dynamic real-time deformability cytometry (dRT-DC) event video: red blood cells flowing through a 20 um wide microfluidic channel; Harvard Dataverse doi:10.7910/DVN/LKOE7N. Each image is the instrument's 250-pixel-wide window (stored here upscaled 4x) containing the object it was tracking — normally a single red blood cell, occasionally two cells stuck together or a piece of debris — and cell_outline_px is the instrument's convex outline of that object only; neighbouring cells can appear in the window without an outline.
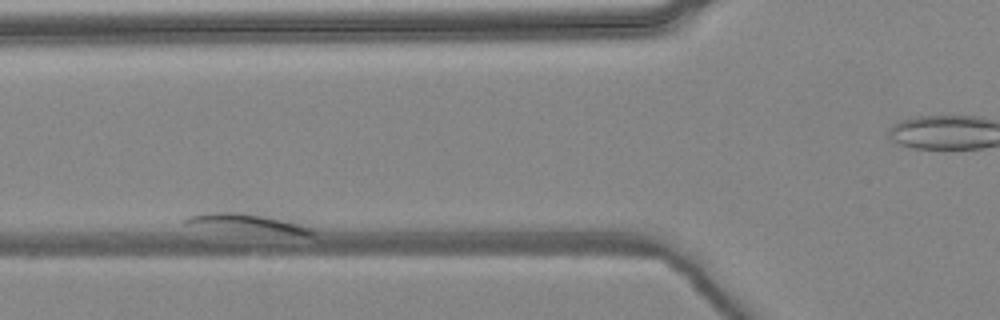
{"species": "common noctule bat (a hibernating species)", "species_latin": "Nyctalus noctula", "temperature_condition": "warm", "stored_images_in_passage": 12, "camera_frame_rate_fps": 3000, "um_per_image_px": 0.085, "animal": {"sex": "female", "body_mass_g": 24.6, "forearm_length_mm": 56.2}, "frame": {"image": 1, "passage_image": 3, "time_ms": 0.667, "image_size_px": [1000, 320], "cell_outline_px": [[316, 232], [312, 236], [304, 236], [220, 228], [184, 224], [184, 220], [188, 216], [204, 212], [264, 212], [312, 228]], "centroid_in_image_um": [21.2, 18.94], "position_along_channel_um": 104.6, "area_um2": 14.1}}
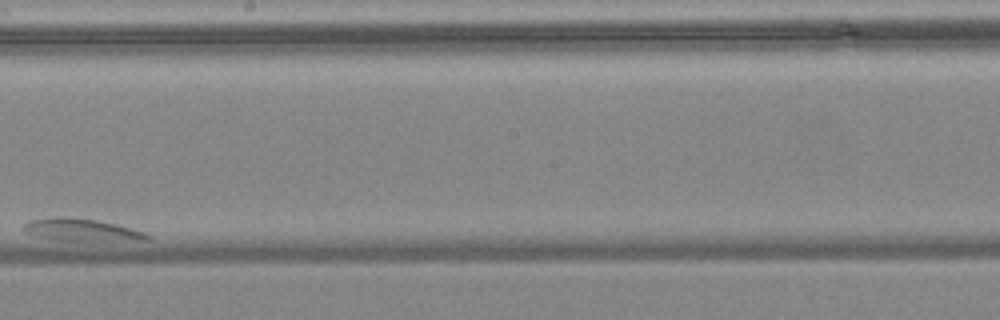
{"frame": {"image": 2, "passage_image": 9, "time_ms": 2.667, "image_size_px": [1000, 320], "cell_outline_px": [[152, 236], [148, 240], [56, 240], [32, 236], [24, 232], [20, 228], [28, 220], [52, 216], [68, 216], [100, 220], [132, 228], [144, 232]], "centroid_in_image_um": [6.83, 19.51], "position_along_channel_um": 241.4, "area_um2": 16.47}}
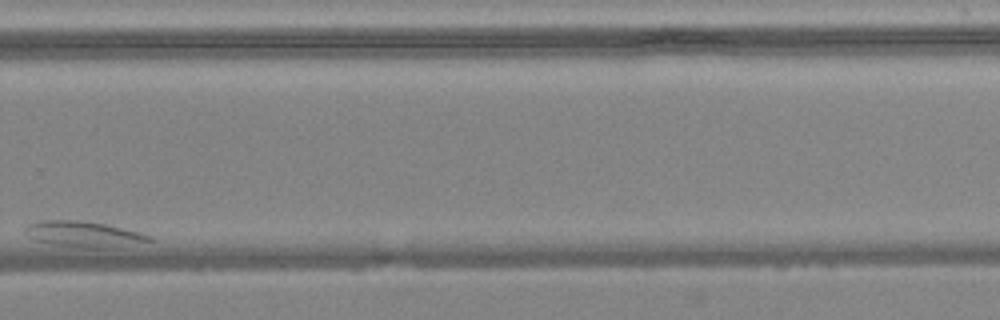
{"frame": {"image": 3, "passage_image": 12, "time_ms": 3.667, "image_size_px": [1000, 320], "cell_outline_px": [[156, 240], [108, 248], [84, 248], [52, 244], [36, 240], [28, 236], [24, 232], [24, 228], [28, 224], [40, 220], [84, 220], [104, 224], [140, 232], [152, 236]], "centroid_in_image_um": [7.11, 19.9], "position_along_channel_um": 322.7, "area_um2": 18.73}}